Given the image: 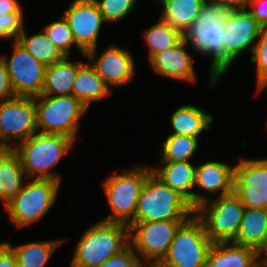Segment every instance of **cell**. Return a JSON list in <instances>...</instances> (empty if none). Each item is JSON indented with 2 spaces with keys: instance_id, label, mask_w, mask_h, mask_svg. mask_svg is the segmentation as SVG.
<instances>
[{
  "instance_id": "obj_20",
  "label": "cell",
  "mask_w": 267,
  "mask_h": 267,
  "mask_svg": "<svg viewBox=\"0 0 267 267\" xmlns=\"http://www.w3.org/2000/svg\"><path fill=\"white\" fill-rule=\"evenodd\" d=\"M205 267H261V263L255 249L227 242L212 244Z\"/></svg>"
},
{
  "instance_id": "obj_34",
  "label": "cell",
  "mask_w": 267,
  "mask_h": 267,
  "mask_svg": "<svg viewBox=\"0 0 267 267\" xmlns=\"http://www.w3.org/2000/svg\"><path fill=\"white\" fill-rule=\"evenodd\" d=\"M23 12L7 13L0 15V39L8 40L9 38L17 40L24 28Z\"/></svg>"
},
{
  "instance_id": "obj_43",
  "label": "cell",
  "mask_w": 267,
  "mask_h": 267,
  "mask_svg": "<svg viewBox=\"0 0 267 267\" xmlns=\"http://www.w3.org/2000/svg\"><path fill=\"white\" fill-rule=\"evenodd\" d=\"M261 263V267H267V258L259 259Z\"/></svg>"
},
{
  "instance_id": "obj_24",
  "label": "cell",
  "mask_w": 267,
  "mask_h": 267,
  "mask_svg": "<svg viewBox=\"0 0 267 267\" xmlns=\"http://www.w3.org/2000/svg\"><path fill=\"white\" fill-rule=\"evenodd\" d=\"M66 56L63 60L46 67L45 84L42 95L68 96L72 88L79 66L83 62H70Z\"/></svg>"
},
{
  "instance_id": "obj_9",
  "label": "cell",
  "mask_w": 267,
  "mask_h": 267,
  "mask_svg": "<svg viewBox=\"0 0 267 267\" xmlns=\"http://www.w3.org/2000/svg\"><path fill=\"white\" fill-rule=\"evenodd\" d=\"M212 244L202 221L194 214L176 230L162 261L173 267H205Z\"/></svg>"
},
{
  "instance_id": "obj_30",
  "label": "cell",
  "mask_w": 267,
  "mask_h": 267,
  "mask_svg": "<svg viewBox=\"0 0 267 267\" xmlns=\"http://www.w3.org/2000/svg\"><path fill=\"white\" fill-rule=\"evenodd\" d=\"M198 147V138L170 134L162 143L160 162L190 161Z\"/></svg>"
},
{
  "instance_id": "obj_37",
  "label": "cell",
  "mask_w": 267,
  "mask_h": 267,
  "mask_svg": "<svg viewBox=\"0 0 267 267\" xmlns=\"http://www.w3.org/2000/svg\"><path fill=\"white\" fill-rule=\"evenodd\" d=\"M248 8L261 27L267 26V0H251Z\"/></svg>"
},
{
  "instance_id": "obj_39",
  "label": "cell",
  "mask_w": 267,
  "mask_h": 267,
  "mask_svg": "<svg viewBox=\"0 0 267 267\" xmlns=\"http://www.w3.org/2000/svg\"><path fill=\"white\" fill-rule=\"evenodd\" d=\"M13 12H23L18 0H0V15Z\"/></svg>"
},
{
  "instance_id": "obj_35",
  "label": "cell",
  "mask_w": 267,
  "mask_h": 267,
  "mask_svg": "<svg viewBox=\"0 0 267 267\" xmlns=\"http://www.w3.org/2000/svg\"><path fill=\"white\" fill-rule=\"evenodd\" d=\"M142 263L139 257L129 244L118 254L113 255L97 267H141Z\"/></svg>"
},
{
  "instance_id": "obj_5",
  "label": "cell",
  "mask_w": 267,
  "mask_h": 267,
  "mask_svg": "<svg viewBox=\"0 0 267 267\" xmlns=\"http://www.w3.org/2000/svg\"><path fill=\"white\" fill-rule=\"evenodd\" d=\"M134 168L126 169L123 174H111L104 181V191L113 213L102 221L123 223L128 226L134 223L141 188L152 172V169L145 165Z\"/></svg>"
},
{
  "instance_id": "obj_41",
  "label": "cell",
  "mask_w": 267,
  "mask_h": 267,
  "mask_svg": "<svg viewBox=\"0 0 267 267\" xmlns=\"http://www.w3.org/2000/svg\"><path fill=\"white\" fill-rule=\"evenodd\" d=\"M141 267H173L170 265L165 264L162 260L161 261H150V262H146V264Z\"/></svg>"
},
{
  "instance_id": "obj_2",
  "label": "cell",
  "mask_w": 267,
  "mask_h": 267,
  "mask_svg": "<svg viewBox=\"0 0 267 267\" xmlns=\"http://www.w3.org/2000/svg\"><path fill=\"white\" fill-rule=\"evenodd\" d=\"M74 142V139L64 135L36 132L13 150L18 154L27 178L61 183V176L51 170L69 152Z\"/></svg>"
},
{
  "instance_id": "obj_12",
  "label": "cell",
  "mask_w": 267,
  "mask_h": 267,
  "mask_svg": "<svg viewBox=\"0 0 267 267\" xmlns=\"http://www.w3.org/2000/svg\"><path fill=\"white\" fill-rule=\"evenodd\" d=\"M13 43L11 57L0 58L6 64L15 97L40 96L45 84L46 66L36 60L17 40Z\"/></svg>"
},
{
  "instance_id": "obj_19",
  "label": "cell",
  "mask_w": 267,
  "mask_h": 267,
  "mask_svg": "<svg viewBox=\"0 0 267 267\" xmlns=\"http://www.w3.org/2000/svg\"><path fill=\"white\" fill-rule=\"evenodd\" d=\"M194 187L204 192H219V197L234 192V166L229 163L207 161L196 166Z\"/></svg>"
},
{
  "instance_id": "obj_10",
  "label": "cell",
  "mask_w": 267,
  "mask_h": 267,
  "mask_svg": "<svg viewBox=\"0 0 267 267\" xmlns=\"http://www.w3.org/2000/svg\"><path fill=\"white\" fill-rule=\"evenodd\" d=\"M185 221L162 220L132 223L129 226V241L141 263L161 261L167 254L176 230Z\"/></svg>"
},
{
  "instance_id": "obj_25",
  "label": "cell",
  "mask_w": 267,
  "mask_h": 267,
  "mask_svg": "<svg viewBox=\"0 0 267 267\" xmlns=\"http://www.w3.org/2000/svg\"><path fill=\"white\" fill-rule=\"evenodd\" d=\"M213 117L194 105H183L170 117L171 134L198 138L204 130L211 129Z\"/></svg>"
},
{
  "instance_id": "obj_6",
  "label": "cell",
  "mask_w": 267,
  "mask_h": 267,
  "mask_svg": "<svg viewBox=\"0 0 267 267\" xmlns=\"http://www.w3.org/2000/svg\"><path fill=\"white\" fill-rule=\"evenodd\" d=\"M245 206L233 192L208 199L195 209V215L202 221L206 235L214 243L233 242L236 238Z\"/></svg>"
},
{
  "instance_id": "obj_21",
  "label": "cell",
  "mask_w": 267,
  "mask_h": 267,
  "mask_svg": "<svg viewBox=\"0 0 267 267\" xmlns=\"http://www.w3.org/2000/svg\"><path fill=\"white\" fill-rule=\"evenodd\" d=\"M25 176L21 160L13 149L0 151V199L5 207L19 194Z\"/></svg>"
},
{
  "instance_id": "obj_31",
  "label": "cell",
  "mask_w": 267,
  "mask_h": 267,
  "mask_svg": "<svg viewBox=\"0 0 267 267\" xmlns=\"http://www.w3.org/2000/svg\"><path fill=\"white\" fill-rule=\"evenodd\" d=\"M42 30L65 56L70 57L72 45H75L80 53L85 56V53L76 45L73 33L63 15L61 19L44 26Z\"/></svg>"
},
{
  "instance_id": "obj_3",
  "label": "cell",
  "mask_w": 267,
  "mask_h": 267,
  "mask_svg": "<svg viewBox=\"0 0 267 267\" xmlns=\"http://www.w3.org/2000/svg\"><path fill=\"white\" fill-rule=\"evenodd\" d=\"M195 214L190 202L151 172L141 188L134 222L187 220Z\"/></svg>"
},
{
  "instance_id": "obj_26",
  "label": "cell",
  "mask_w": 267,
  "mask_h": 267,
  "mask_svg": "<svg viewBox=\"0 0 267 267\" xmlns=\"http://www.w3.org/2000/svg\"><path fill=\"white\" fill-rule=\"evenodd\" d=\"M206 0H160L163 14L160 19L169 23L182 35L192 25L193 20L201 11V6Z\"/></svg>"
},
{
  "instance_id": "obj_14",
  "label": "cell",
  "mask_w": 267,
  "mask_h": 267,
  "mask_svg": "<svg viewBox=\"0 0 267 267\" xmlns=\"http://www.w3.org/2000/svg\"><path fill=\"white\" fill-rule=\"evenodd\" d=\"M76 45L86 54L97 48L102 24L106 23L93 0H74L63 14Z\"/></svg>"
},
{
  "instance_id": "obj_36",
  "label": "cell",
  "mask_w": 267,
  "mask_h": 267,
  "mask_svg": "<svg viewBox=\"0 0 267 267\" xmlns=\"http://www.w3.org/2000/svg\"><path fill=\"white\" fill-rule=\"evenodd\" d=\"M15 98L6 64L0 58V102Z\"/></svg>"
},
{
  "instance_id": "obj_17",
  "label": "cell",
  "mask_w": 267,
  "mask_h": 267,
  "mask_svg": "<svg viewBox=\"0 0 267 267\" xmlns=\"http://www.w3.org/2000/svg\"><path fill=\"white\" fill-rule=\"evenodd\" d=\"M187 45L183 39L176 46L155 54L149 60L154 72L159 76L182 82H196L193 58L185 49Z\"/></svg>"
},
{
  "instance_id": "obj_1",
  "label": "cell",
  "mask_w": 267,
  "mask_h": 267,
  "mask_svg": "<svg viewBox=\"0 0 267 267\" xmlns=\"http://www.w3.org/2000/svg\"><path fill=\"white\" fill-rule=\"evenodd\" d=\"M233 9L213 0H206L198 16L183 35L188 44L204 56H211L210 86L217 84L234 60L225 52L223 45L224 22L230 17Z\"/></svg>"
},
{
  "instance_id": "obj_38",
  "label": "cell",
  "mask_w": 267,
  "mask_h": 267,
  "mask_svg": "<svg viewBox=\"0 0 267 267\" xmlns=\"http://www.w3.org/2000/svg\"><path fill=\"white\" fill-rule=\"evenodd\" d=\"M0 267H18L12 250L4 243H0Z\"/></svg>"
},
{
  "instance_id": "obj_13",
  "label": "cell",
  "mask_w": 267,
  "mask_h": 267,
  "mask_svg": "<svg viewBox=\"0 0 267 267\" xmlns=\"http://www.w3.org/2000/svg\"><path fill=\"white\" fill-rule=\"evenodd\" d=\"M234 193L245 207L267 209V158L241 159L234 166Z\"/></svg>"
},
{
  "instance_id": "obj_33",
  "label": "cell",
  "mask_w": 267,
  "mask_h": 267,
  "mask_svg": "<svg viewBox=\"0 0 267 267\" xmlns=\"http://www.w3.org/2000/svg\"><path fill=\"white\" fill-rule=\"evenodd\" d=\"M108 24L116 23L132 11L137 0H93Z\"/></svg>"
},
{
  "instance_id": "obj_29",
  "label": "cell",
  "mask_w": 267,
  "mask_h": 267,
  "mask_svg": "<svg viewBox=\"0 0 267 267\" xmlns=\"http://www.w3.org/2000/svg\"><path fill=\"white\" fill-rule=\"evenodd\" d=\"M160 22L147 29L144 33L148 46L149 60L157 53L174 47L183 40V35L169 23Z\"/></svg>"
},
{
  "instance_id": "obj_8",
  "label": "cell",
  "mask_w": 267,
  "mask_h": 267,
  "mask_svg": "<svg viewBox=\"0 0 267 267\" xmlns=\"http://www.w3.org/2000/svg\"><path fill=\"white\" fill-rule=\"evenodd\" d=\"M60 184L50 179L24 182L16 198L5 207L15 226L22 229L41 220L55 203Z\"/></svg>"
},
{
  "instance_id": "obj_16",
  "label": "cell",
  "mask_w": 267,
  "mask_h": 267,
  "mask_svg": "<svg viewBox=\"0 0 267 267\" xmlns=\"http://www.w3.org/2000/svg\"><path fill=\"white\" fill-rule=\"evenodd\" d=\"M224 25V50L234 61L245 50H254L261 26L247 9L233 10Z\"/></svg>"
},
{
  "instance_id": "obj_32",
  "label": "cell",
  "mask_w": 267,
  "mask_h": 267,
  "mask_svg": "<svg viewBox=\"0 0 267 267\" xmlns=\"http://www.w3.org/2000/svg\"><path fill=\"white\" fill-rule=\"evenodd\" d=\"M251 61L256 63L257 69V93L267 87V26L260 29L259 37L252 51Z\"/></svg>"
},
{
  "instance_id": "obj_22",
  "label": "cell",
  "mask_w": 267,
  "mask_h": 267,
  "mask_svg": "<svg viewBox=\"0 0 267 267\" xmlns=\"http://www.w3.org/2000/svg\"><path fill=\"white\" fill-rule=\"evenodd\" d=\"M267 242V209L245 207L239 232L232 243L260 252Z\"/></svg>"
},
{
  "instance_id": "obj_4",
  "label": "cell",
  "mask_w": 267,
  "mask_h": 267,
  "mask_svg": "<svg viewBox=\"0 0 267 267\" xmlns=\"http://www.w3.org/2000/svg\"><path fill=\"white\" fill-rule=\"evenodd\" d=\"M129 244L128 225L98 221L76 244L70 267H97Z\"/></svg>"
},
{
  "instance_id": "obj_11",
  "label": "cell",
  "mask_w": 267,
  "mask_h": 267,
  "mask_svg": "<svg viewBox=\"0 0 267 267\" xmlns=\"http://www.w3.org/2000/svg\"><path fill=\"white\" fill-rule=\"evenodd\" d=\"M36 132L38 130L34 98L15 97L0 102V151L14 149ZM10 140L13 141L12 145Z\"/></svg>"
},
{
  "instance_id": "obj_7",
  "label": "cell",
  "mask_w": 267,
  "mask_h": 267,
  "mask_svg": "<svg viewBox=\"0 0 267 267\" xmlns=\"http://www.w3.org/2000/svg\"><path fill=\"white\" fill-rule=\"evenodd\" d=\"M37 130L41 133L58 134L76 139L79 119L87 111L73 95L34 97Z\"/></svg>"
},
{
  "instance_id": "obj_28",
  "label": "cell",
  "mask_w": 267,
  "mask_h": 267,
  "mask_svg": "<svg viewBox=\"0 0 267 267\" xmlns=\"http://www.w3.org/2000/svg\"><path fill=\"white\" fill-rule=\"evenodd\" d=\"M17 41L43 65L50 66L53 63L63 60L66 56L61 50L47 37L45 32H41L28 37L23 28Z\"/></svg>"
},
{
  "instance_id": "obj_42",
  "label": "cell",
  "mask_w": 267,
  "mask_h": 267,
  "mask_svg": "<svg viewBox=\"0 0 267 267\" xmlns=\"http://www.w3.org/2000/svg\"><path fill=\"white\" fill-rule=\"evenodd\" d=\"M261 258H267V242H266L265 246L259 252V259H261Z\"/></svg>"
},
{
  "instance_id": "obj_27",
  "label": "cell",
  "mask_w": 267,
  "mask_h": 267,
  "mask_svg": "<svg viewBox=\"0 0 267 267\" xmlns=\"http://www.w3.org/2000/svg\"><path fill=\"white\" fill-rule=\"evenodd\" d=\"M62 242L64 240H43L11 246L9 242L4 241L14 253L18 267H45Z\"/></svg>"
},
{
  "instance_id": "obj_18",
  "label": "cell",
  "mask_w": 267,
  "mask_h": 267,
  "mask_svg": "<svg viewBox=\"0 0 267 267\" xmlns=\"http://www.w3.org/2000/svg\"><path fill=\"white\" fill-rule=\"evenodd\" d=\"M163 167L152 168V172L167 186L182 194L196 209L208 198L193 191L196 166L191 161L161 162ZM193 188V189H192Z\"/></svg>"
},
{
  "instance_id": "obj_23",
  "label": "cell",
  "mask_w": 267,
  "mask_h": 267,
  "mask_svg": "<svg viewBox=\"0 0 267 267\" xmlns=\"http://www.w3.org/2000/svg\"><path fill=\"white\" fill-rule=\"evenodd\" d=\"M110 94L111 89L97 74L91 62H83L77 70L72 95L88 108L91 102L101 100Z\"/></svg>"
},
{
  "instance_id": "obj_40",
  "label": "cell",
  "mask_w": 267,
  "mask_h": 267,
  "mask_svg": "<svg viewBox=\"0 0 267 267\" xmlns=\"http://www.w3.org/2000/svg\"><path fill=\"white\" fill-rule=\"evenodd\" d=\"M216 3L229 6L233 10L247 9L251 0H213Z\"/></svg>"
},
{
  "instance_id": "obj_15",
  "label": "cell",
  "mask_w": 267,
  "mask_h": 267,
  "mask_svg": "<svg viewBox=\"0 0 267 267\" xmlns=\"http://www.w3.org/2000/svg\"><path fill=\"white\" fill-rule=\"evenodd\" d=\"M96 49L89 50L85 56L89 58L88 62H92L97 74L109 88L124 86L132 80L135 75V63L127 49L112 45L98 57H96Z\"/></svg>"
}]
</instances>
